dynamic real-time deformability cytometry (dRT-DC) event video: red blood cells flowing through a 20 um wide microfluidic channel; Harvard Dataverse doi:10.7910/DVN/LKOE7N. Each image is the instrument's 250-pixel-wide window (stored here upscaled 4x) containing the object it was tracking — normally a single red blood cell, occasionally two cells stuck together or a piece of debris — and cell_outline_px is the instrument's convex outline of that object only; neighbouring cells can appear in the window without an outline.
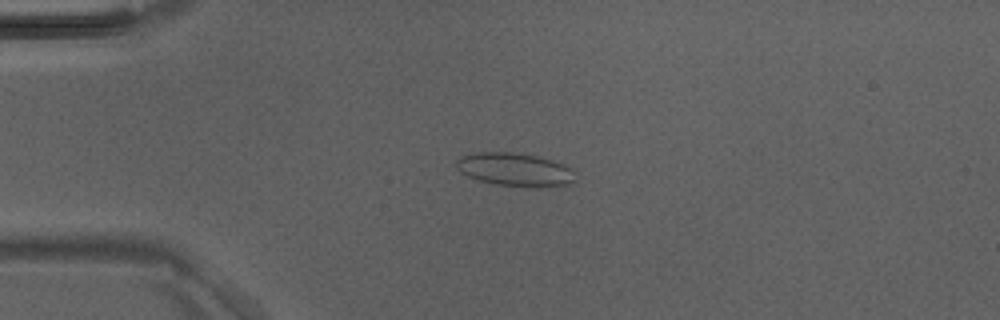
{"species": "Egyptian fruit bat (a non-hibernating species)", "species_latin": "Rousettus aegyptiacus", "temperature_condition": "room temperature", "stored_images_in_passage": 42, "camera_frame_rate_fps": 3000, "um_per_image_px": 0.085, "animal": {"sex": "male"}, "frame": {"image": 1, "passage_image": 7, "time_ms": 2.0, "image_size_px": [1000, 320], "cell_outline_px": [[576, 172], [572, 184], [540, 188], [496, 184], [476, 180], [460, 172], [456, 168], [456, 160], [460, 156], [476, 152], [512, 152], [536, 156], [552, 160], [564, 164], [572, 168]], "centroid_in_image_um": [43.78, 14.42], "position_along_channel_um": 41.2, "area_um2": 23.41}}
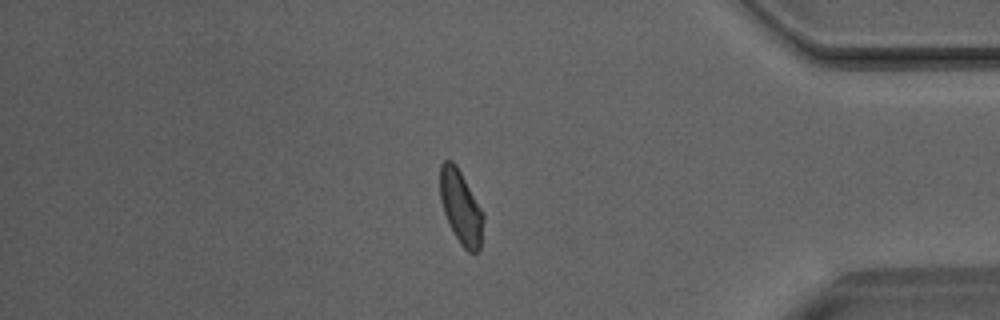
{"frame": {"image": 2, "passage_image": 35, "time_ms": 11.333, "image_size_px": [1000, 320], "cell_outline_px": [[484, 216], [480, 248], [476, 252], [468, 252], [460, 244], [444, 212], [440, 200], [440, 164], [444, 160], [452, 160], [456, 164], [484, 212]], "centroid_in_image_um": [39.18, 17.58], "position_along_channel_um": 396.0, "area_um2": 18.5}}
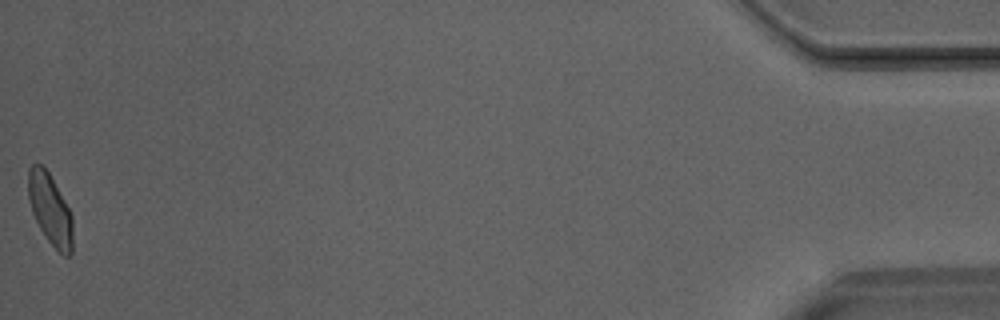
{"frame": {"image": 3, "passage_image": 42, "time_ms": 13.667, "image_size_px": [1000, 320], "cell_outline_px": [[72, 252], [68, 256], [64, 256], [48, 240], [40, 228], [32, 212], [28, 196], [28, 168], [32, 164], [40, 164], [48, 172], [64, 200], [72, 216]], "centroid_in_image_um": [4.25, 17.79], "position_along_channel_um": 430.9, "area_um2": 18.03}}